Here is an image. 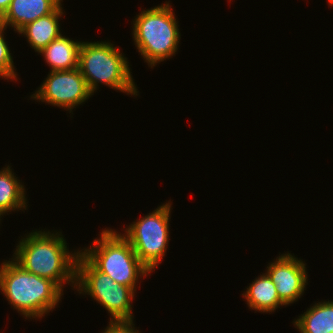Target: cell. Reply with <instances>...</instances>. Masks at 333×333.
Returning <instances> with one entry per match:
<instances>
[{"label":"cell","mask_w":333,"mask_h":333,"mask_svg":"<svg viewBox=\"0 0 333 333\" xmlns=\"http://www.w3.org/2000/svg\"><path fill=\"white\" fill-rule=\"evenodd\" d=\"M59 233L32 231L19 241L11 259L25 271L50 279L63 290L64 283L76 286V261L80 251L70 253Z\"/></svg>","instance_id":"6da1fadb"},{"label":"cell","mask_w":333,"mask_h":333,"mask_svg":"<svg viewBox=\"0 0 333 333\" xmlns=\"http://www.w3.org/2000/svg\"><path fill=\"white\" fill-rule=\"evenodd\" d=\"M0 290L26 318H42L62 299L63 290L53 281L25 271L14 260L0 266Z\"/></svg>","instance_id":"7a4b0ae2"},{"label":"cell","mask_w":333,"mask_h":333,"mask_svg":"<svg viewBox=\"0 0 333 333\" xmlns=\"http://www.w3.org/2000/svg\"><path fill=\"white\" fill-rule=\"evenodd\" d=\"M169 2L141 11L133 20V39L150 68L178 50L180 32Z\"/></svg>","instance_id":"3957f363"},{"label":"cell","mask_w":333,"mask_h":333,"mask_svg":"<svg viewBox=\"0 0 333 333\" xmlns=\"http://www.w3.org/2000/svg\"><path fill=\"white\" fill-rule=\"evenodd\" d=\"M99 235V239H94L93 247L84 248L80 253L98 271L136 291L138 279L151 271L139 260L130 242L121 233L103 229Z\"/></svg>","instance_id":"277c9868"},{"label":"cell","mask_w":333,"mask_h":333,"mask_svg":"<svg viewBox=\"0 0 333 333\" xmlns=\"http://www.w3.org/2000/svg\"><path fill=\"white\" fill-rule=\"evenodd\" d=\"M78 68L92 93L98 83H103L110 89L138 95L127 58L110 42H82Z\"/></svg>","instance_id":"5b68a950"},{"label":"cell","mask_w":333,"mask_h":333,"mask_svg":"<svg viewBox=\"0 0 333 333\" xmlns=\"http://www.w3.org/2000/svg\"><path fill=\"white\" fill-rule=\"evenodd\" d=\"M76 288L105 307L112 316L110 321H133L135 290L98 271L81 253L76 261Z\"/></svg>","instance_id":"8992f818"},{"label":"cell","mask_w":333,"mask_h":333,"mask_svg":"<svg viewBox=\"0 0 333 333\" xmlns=\"http://www.w3.org/2000/svg\"><path fill=\"white\" fill-rule=\"evenodd\" d=\"M170 201L136 220L122 234L131 244L139 260L152 272L158 267L169 242Z\"/></svg>","instance_id":"52a82bcc"},{"label":"cell","mask_w":333,"mask_h":333,"mask_svg":"<svg viewBox=\"0 0 333 333\" xmlns=\"http://www.w3.org/2000/svg\"><path fill=\"white\" fill-rule=\"evenodd\" d=\"M94 95L79 68L73 70L50 71L38 90L30 97L33 100L62 107L72 112L81 103Z\"/></svg>","instance_id":"ba28073f"},{"label":"cell","mask_w":333,"mask_h":333,"mask_svg":"<svg viewBox=\"0 0 333 333\" xmlns=\"http://www.w3.org/2000/svg\"><path fill=\"white\" fill-rule=\"evenodd\" d=\"M267 266L266 274L276 285L280 300L287 306L301 298L308 284L306 263L285 253Z\"/></svg>","instance_id":"9c48e42d"},{"label":"cell","mask_w":333,"mask_h":333,"mask_svg":"<svg viewBox=\"0 0 333 333\" xmlns=\"http://www.w3.org/2000/svg\"><path fill=\"white\" fill-rule=\"evenodd\" d=\"M62 0H12L8 10L0 18L7 28L19 32L27 24L52 13Z\"/></svg>","instance_id":"30bf717a"},{"label":"cell","mask_w":333,"mask_h":333,"mask_svg":"<svg viewBox=\"0 0 333 333\" xmlns=\"http://www.w3.org/2000/svg\"><path fill=\"white\" fill-rule=\"evenodd\" d=\"M61 6L60 4L52 13L27 24L18 32V34L27 37L30 47L35 52L39 53L51 41L62 35L59 28V19L64 14Z\"/></svg>","instance_id":"8fae6325"},{"label":"cell","mask_w":333,"mask_h":333,"mask_svg":"<svg viewBox=\"0 0 333 333\" xmlns=\"http://www.w3.org/2000/svg\"><path fill=\"white\" fill-rule=\"evenodd\" d=\"M82 41H74L65 36L51 41L39 54L44 56L51 71L73 70L79 67V52Z\"/></svg>","instance_id":"7c38bea8"},{"label":"cell","mask_w":333,"mask_h":333,"mask_svg":"<svg viewBox=\"0 0 333 333\" xmlns=\"http://www.w3.org/2000/svg\"><path fill=\"white\" fill-rule=\"evenodd\" d=\"M242 295L250 309L262 313H272L280 306H285L278 296L276 285L266 273L252 281Z\"/></svg>","instance_id":"4fadbf2b"},{"label":"cell","mask_w":333,"mask_h":333,"mask_svg":"<svg viewBox=\"0 0 333 333\" xmlns=\"http://www.w3.org/2000/svg\"><path fill=\"white\" fill-rule=\"evenodd\" d=\"M293 322L300 333H333V301L315 303Z\"/></svg>","instance_id":"5bb4252c"},{"label":"cell","mask_w":333,"mask_h":333,"mask_svg":"<svg viewBox=\"0 0 333 333\" xmlns=\"http://www.w3.org/2000/svg\"><path fill=\"white\" fill-rule=\"evenodd\" d=\"M10 168L8 165L0 170V218L9 211L27 208L25 187Z\"/></svg>","instance_id":"9a60e30c"},{"label":"cell","mask_w":333,"mask_h":333,"mask_svg":"<svg viewBox=\"0 0 333 333\" xmlns=\"http://www.w3.org/2000/svg\"><path fill=\"white\" fill-rule=\"evenodd\" d=\"M6 27L0 22V77L5 79L17 80L13 57L4 37Z\"/></svg>","instance_id":"2e32d148"},{"label":"cell","mask_w":333,"mask_h":333,"mask_svg":"<svg viewBox=\"0 0 333 333\" xmlns=\"http://www.w3.org/2000/svg\"><path fill=\"white\" fill-rule=\"evenodd\" d=\"M133 321H110L102 333H139Z\"/></svg>","instance_id":"e0dca14e"},{"label":"cell","mask_w":333,"mask_h":333,"mask_svg":"<svg viewBox=\"0 0 333 333\" xmlns=\"http://www.w3.org/2000/svg\"><path fill=\"white\" fill-rule=\"evenodd\" d=\"M12 0H0V18L5 14L8 10L10 3Z\"/></svg>","instance_id":"ac0fdd59"},{"label":"cell","mask_w":333,"mask_h":333,"mask_svg":"<svg viewBox=\"0 0 333 333\" xmlns=\"http://www.w3.org/2000/svg\"><path fill=\"white\" fill-rule=\"evenodd\" d=\"M330 6H333V0H328Z\"/></svg>","instance_id":"d6986e66"}]
</instances>
